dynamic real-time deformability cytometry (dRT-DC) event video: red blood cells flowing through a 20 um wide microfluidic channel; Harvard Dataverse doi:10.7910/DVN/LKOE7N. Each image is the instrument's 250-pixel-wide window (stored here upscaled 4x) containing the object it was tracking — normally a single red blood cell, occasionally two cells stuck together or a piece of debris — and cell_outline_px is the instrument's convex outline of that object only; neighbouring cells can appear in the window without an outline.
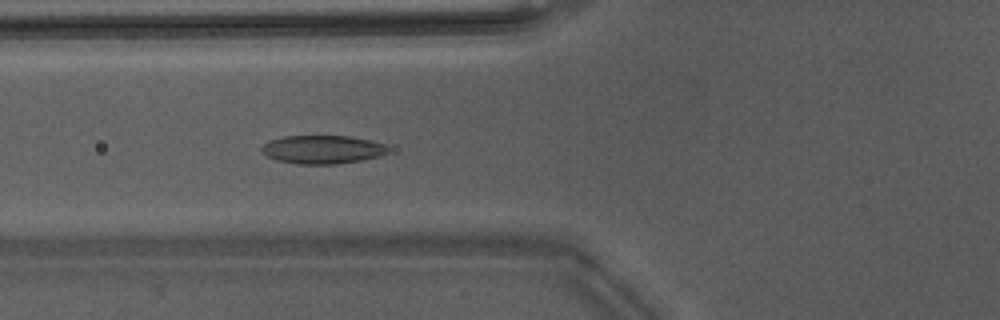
{"species": "Egyptian fruit bat (a non-hibernating species)", "species_latin": "Rousettus aegyptiacus", "temperature_condition": "warm", "stored_images_in_passage": 32, "camera_frame_rate_fps": 3000, "um_per_image_px": 0.085, "animal": {"sex": "male"}, "frame": {"image": 1, "passage_image": 3, "time_ms": 0.667, "image_size_px": [1000, 320], "cell_outline_px": [[388, 152], [380, 156], [360, 160], [336, 164], [296, 164], [276, 160], [260, 152], [260, 148], [268, 140], [284, 136], [348, 136], [368, 140], [384, 144], [388, 148]], "centroid_in_image_um": [27.35, 12.71], "position_along_channel_um": 98.4, "area_um2": 20.92}}
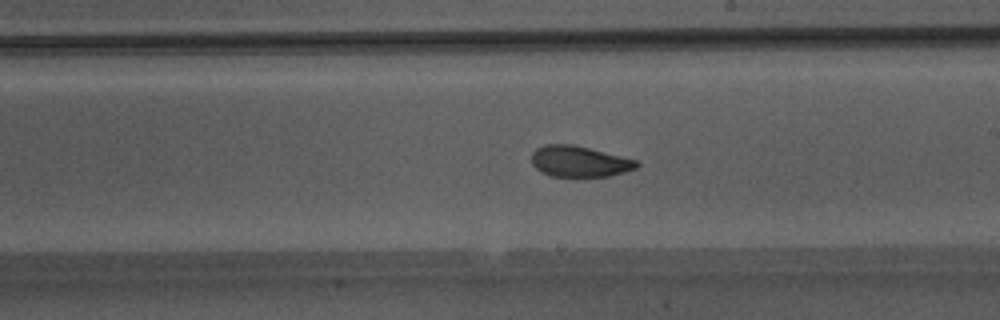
{"frame": {"image": 2, "passage_image": 13, "time_ms": 4.0, "image_size_px": [1000, 320], "cell_outline_px": [[640, 164], [636, 168], [624, 172], [608, 176], [552, 176], [540, 172], [532, 164], [532, 152], [536, 148], [544, 144], [572, 144], [636, 160]], "centroid_in_image_um": [49.2, 13.72], "position_along_channel_um": 239.8, "area_um2": 18.79}}
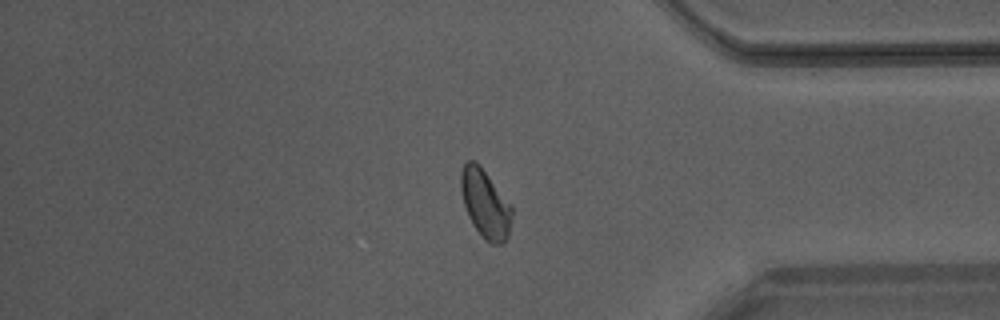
{"frame": {"image": 3, "passage_image": 25, "time_ms": 8.0, "image_size_px": [1000, 320], "cell_outline_px": [[512, 216], [508, 236], [500, 244], [492, 244], [484, 240], [472, 224], [468, 216], [464, 204], [460, 188], [460, 172], [464, 164], [468, 160], [472, 160], [480, 164], [512, 208]], "centroid_in_image_um": [41.22, 17.32], "position_along_channel_um": 394.0, "area_um2": 20.17}, "authors_computed_cell_mechanics": {"area_um2": 19.5942, "velocity_mm_per_s": 4.2345, "shape_relaxation_time_tau1_ms": 4.4088, "shape_relaxation_time_tau2_ms": 1.4918, "deformation_change_tau1": 0.1445, "deformation_change_tau2": 0.07}}